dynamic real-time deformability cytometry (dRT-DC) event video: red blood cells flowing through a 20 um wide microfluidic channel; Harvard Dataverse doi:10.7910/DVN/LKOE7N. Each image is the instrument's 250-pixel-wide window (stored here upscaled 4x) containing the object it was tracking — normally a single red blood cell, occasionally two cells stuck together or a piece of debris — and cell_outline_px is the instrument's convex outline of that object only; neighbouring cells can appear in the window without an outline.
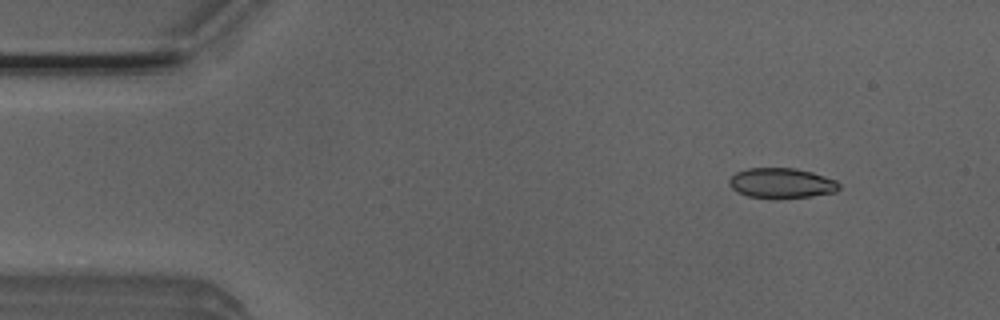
{"species": "Egyptian fruit bat (a non-hibernating species)", "species_latin": "Rousettus aegyptiacus", "temperature_condition": "room temperature", "stored_images_in_passage": 6, "camera_frame_rate_fps": 3000, "um_per_image_px": 0.085, "animal": {"sex": "male"}, "frame": {"image": 1, "passage_image": 1, "time_ms": 0.0, "image_size_px": [1000, 320], "cell_outline_px": [[840, 188], [836, 192], [812, 196], [772, 200], [748, 196], [736, 192], [728, 184], [728, 180], [736, 172], [748, 168], [796, 168], [812, 172], [836, 180], [840, 184]], "centroid_in_image_um": [66.42, 15.59], "position_along_channel_um": 18.6, "area_um2": 19.77}}
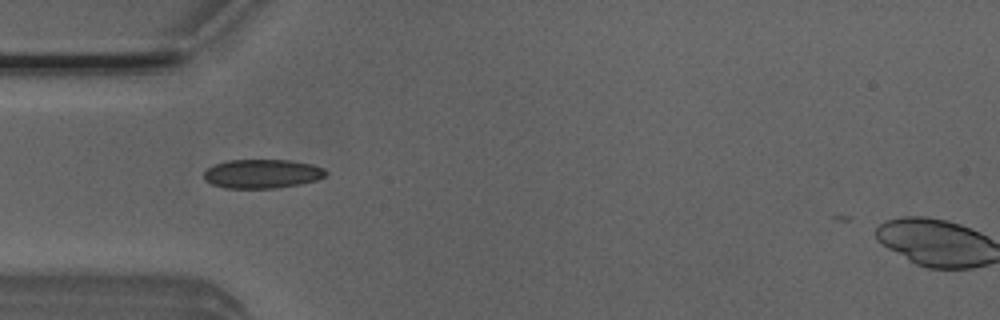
{"frame": {"image": 2, "passage_image": 4, "time_ms": 1.0, "image_size_px": [1000, 320], "cell_outline_px": [[328, 172], [324, 176], [316, 180], [300, 184], [276, 188], [224, 188], [212, 184], [204, 180], [204, 172], [208, 168], [216, 164], [228, 160], [288, 160], [312, 164], [324, 168]], "centroid_in_image_um": [22.28, 14.77], "position_along_channel_um": 62.7, "area_um2": 20.58}}